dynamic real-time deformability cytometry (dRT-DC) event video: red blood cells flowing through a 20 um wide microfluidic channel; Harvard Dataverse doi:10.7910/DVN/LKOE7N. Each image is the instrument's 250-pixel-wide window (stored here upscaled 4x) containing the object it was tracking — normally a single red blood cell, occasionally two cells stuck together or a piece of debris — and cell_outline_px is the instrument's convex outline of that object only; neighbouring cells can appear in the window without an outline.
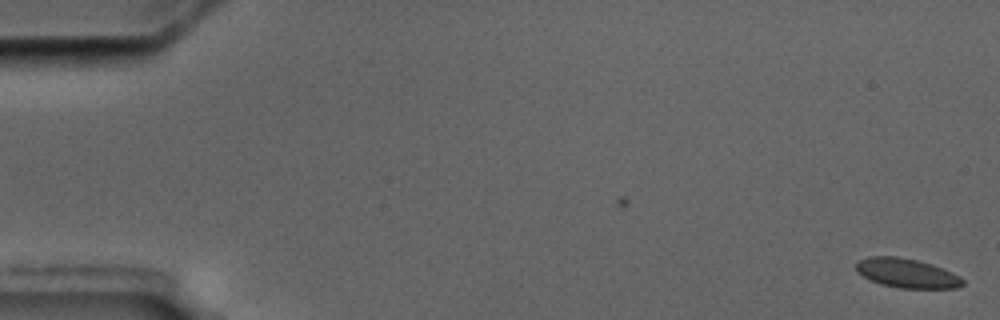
{"species": "common noctule bat (a hibernating species)", "species_latin": "Nyctalus noctula", "temperature_condition": "cold", "stored_images_in_passage": 5, "camera_frame_rate_fps": 3000, "um_per_image_px": 0.085, "animal": {"sex": "male", "body_mass_g": 17.5, "forearm_length_mm": 52.3}, "frame": {"image": 1, "passage_image": 1, "time_ms": 0.0, "image_size_px": [1000, 320], "cell_outline_px": [[964, 284], [956, 288], [900, 288], [880, 284], [856, 272], [856, 260], [868, 256], [896, 256], [916, 260], [932, 264], [952, 272], [960, 276], [964, 280]], "centroid_in_image_um": [77.06, 23.21], "position_along_channel_um": 7.9, "area_um2": 18.26}}
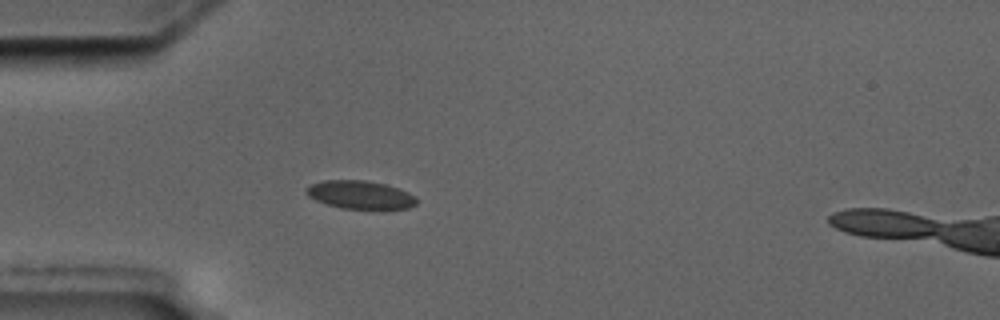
{"frame": {"image": 2, "passage_image": 5, "time_ms": 5.333, "image_size_px": [1000, 320], "cell_outline_px": [[416, 204], [408, 208], [384, 212], [340, 208], [316, 200], [308, 196], [304, 192], [304, 188], [312, 184], [324, 180], [364, 180], [384, 184], [408, 192], [416, 196]], "centroid_in_image_um": [30.65, 16.61], "position_along_channel_um": 54.3, "area_um2": 18.84}}